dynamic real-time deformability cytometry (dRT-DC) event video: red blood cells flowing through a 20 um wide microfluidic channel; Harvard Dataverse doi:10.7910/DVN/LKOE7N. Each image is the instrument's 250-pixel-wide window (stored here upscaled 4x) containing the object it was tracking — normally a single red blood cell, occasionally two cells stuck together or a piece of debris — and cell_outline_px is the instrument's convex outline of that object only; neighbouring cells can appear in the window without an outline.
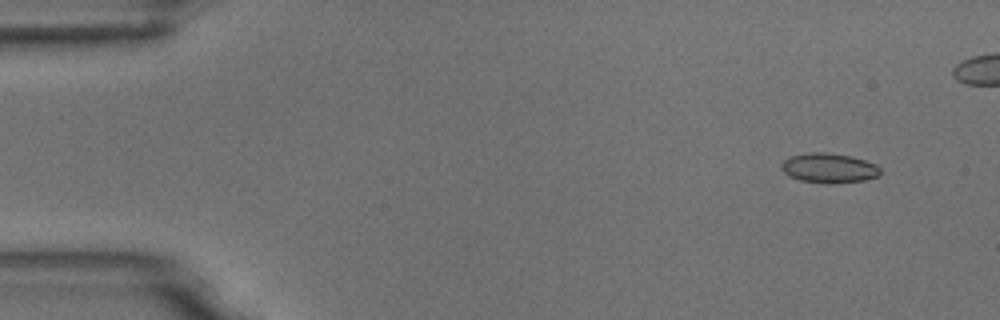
{"species": "common noctule bat (a hibernating species)", "species_latin": "Nyctalus noctula", "temperature_condition": "room temperature", "stored_images_in_passage": 5, "camera_frame_rate_fps": 3000, "um_per_image_px": 0.085, "animal": {"sex": "male", "body_mass_g": 18.8}, "frame": {"image": 1, "passage_image": 1, "time_ms": 0.0, "image_size_px": [1000, 320], "cell_outline_px": [[880, 176], [864, 180], [828, 184], [800, 180], [788, 176], [784, 172], [780, 164], [784, 160], [792, 156], [808, 152], [824, 152], [852, 156], [876, 164], [880, 168]], "centroid_in_image_um": [70.47, 14.28], "position_along_channel_um": 14.5, "area_um2": 17.17}}